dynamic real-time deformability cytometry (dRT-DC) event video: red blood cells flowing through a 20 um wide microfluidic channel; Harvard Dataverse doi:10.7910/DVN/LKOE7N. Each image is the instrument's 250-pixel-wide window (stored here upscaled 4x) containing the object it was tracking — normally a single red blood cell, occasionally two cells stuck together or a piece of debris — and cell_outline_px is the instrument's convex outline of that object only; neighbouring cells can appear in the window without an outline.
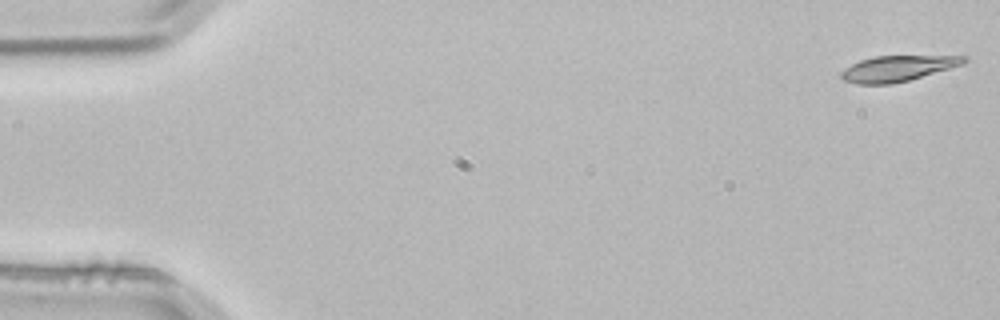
{"species": "common noctule bat (a hibernating species)", "species_latin": "Nyctalus noctula", "temperature_condition": "room temperature", "stored_images_in_passage": 3, "camera_frame_rate_fps": 3000, "um_per_image_px": 0.085, "animal": {"sex": "male", "body_mass_g": 21.5, "forearm_length_mm": 52.0}, "frame": {"image": 1, "passage_image": 1, "time_ms": 0.0, "image_size_px": [1000, 320], "cell_outline_px": [[968, 60], [964, 64], [908, 80], [892, 84], [856, 84], [844, 80], [840, 76], [840, 72], [844, 68], [860, 60], [876, 56], [968, 56]], "centroid_in_image_um": [76.28, 5.82], "position_along_channel_um": 8.7, "area_um2": 18.26}}